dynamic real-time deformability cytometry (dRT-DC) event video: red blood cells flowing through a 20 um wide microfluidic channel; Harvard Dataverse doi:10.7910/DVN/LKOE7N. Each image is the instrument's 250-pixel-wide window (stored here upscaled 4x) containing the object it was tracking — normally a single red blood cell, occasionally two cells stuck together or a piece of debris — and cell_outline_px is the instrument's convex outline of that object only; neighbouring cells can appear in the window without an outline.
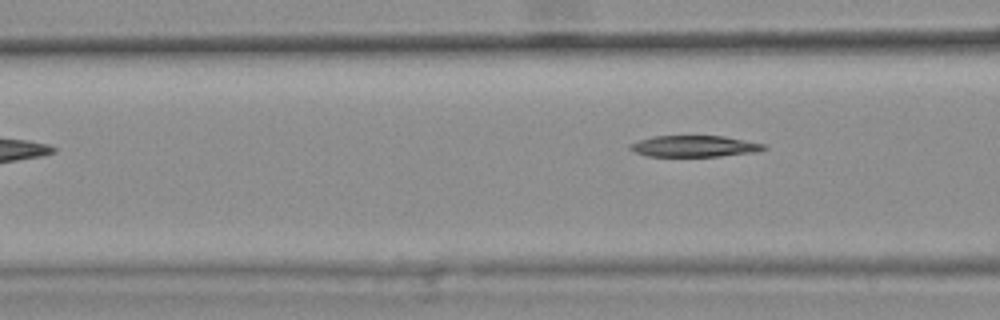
{"species": "common noctule bat (a hibernating species)", "species_latin": "Nyctalus noctula", "temperature_condition": "warm", "stored_images_in_passage": 5, "camera_frame_rate_fps": 3000, "um_per_image_px": 0.085, "animal": {"sex": "female", "body_mass_g": 25.1}, "frame": {"image": 1, "passage_image": 5, "time_ms": 1.333, "image_size_px": [1000, 320], "cell_outline_px": [[768, 148], [760, 152], [720, 156], [648, 156], [636, 152], [628, 148], [628, 144], [652, 136], [724, 136], [764, 144]], "centroid_in_image_um": [59.05, 12.43], "position_along_channel_um": 107.6, "area_um2": 16.65}}